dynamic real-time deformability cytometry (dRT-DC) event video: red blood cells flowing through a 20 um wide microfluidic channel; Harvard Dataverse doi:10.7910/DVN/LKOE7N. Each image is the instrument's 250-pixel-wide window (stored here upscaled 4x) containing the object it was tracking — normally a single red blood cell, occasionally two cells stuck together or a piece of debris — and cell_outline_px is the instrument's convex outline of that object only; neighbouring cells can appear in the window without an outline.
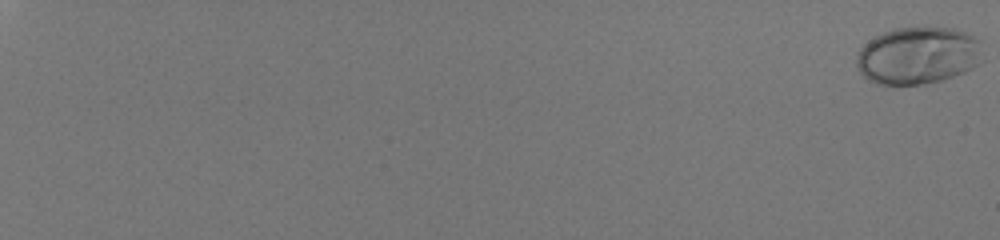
{"species": "human", "species_latin": "Homo sapiens", "temperature_condition": "room temperature", "stored_images_in_passage": 58, "camera_frame_rate_fps": 3000, "um_per_image_px": 0.085, "donor": {"sex": "male"}, "frame": {"image": 1, "passage_image": 1, "time_ms": 0.0, "image_size_px": [1000, 240], "cell_outline_px": [[980, 40], [976, 64], [972, 68], [964, 72], [940, 80], [924, 84], [876, 84], [868, 80], [860, 72], [856, 64], [856, 56], [860, 48], [868, 40], [884, 32], [896, 28], [952, 28], [964, 32]], "centroid_in_image_um": [77.94, 4.73], "position_along_channel_um": 7.1, "area_um2": 41.44}}
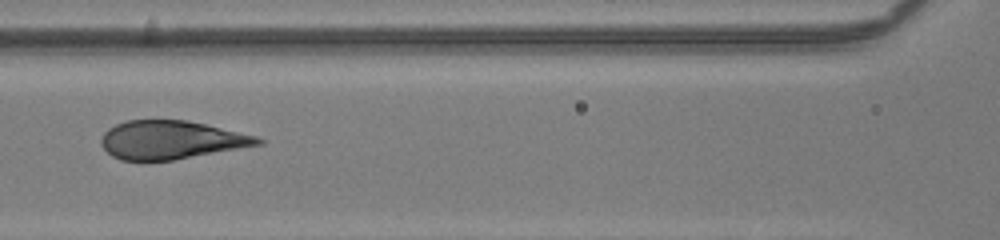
{"frame": {"image": 2, "passage_image": 34, "time_ms": 11.0, "image_size_px": [1000, 240], "cell_outline_px": [[264, 144], [172, 160], [120, 160], [112, 156], [100, 144], [100, 140], [104, 132], [108, 128], [116, 124], [128, 120], [188, 120], [256, 136], [264, 140]], "centroid_in_image_um": [14.53, 11.89], "position_along_channel_um": 152.1, "area_um2": 34.85}}
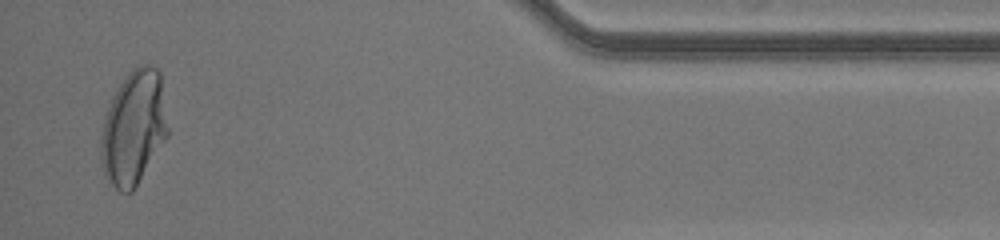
{"frame": {"image": 3, "passage_image": 57, "time_ms": 18.667, "image_size_px": [1000, 240], "cell_outline_px": [[168, 136], [132, 192], [120, 192], [104, 176], [100, 160], [100, 136], [104, 116], [112, 96], [124, 76], [136, 64], [152, 64], [160, 72], [168, 128]], "centroid_in_image_um": [11.34, 10.83], "position_along_channel_um": 423.9, "area_um2": 45.03}}